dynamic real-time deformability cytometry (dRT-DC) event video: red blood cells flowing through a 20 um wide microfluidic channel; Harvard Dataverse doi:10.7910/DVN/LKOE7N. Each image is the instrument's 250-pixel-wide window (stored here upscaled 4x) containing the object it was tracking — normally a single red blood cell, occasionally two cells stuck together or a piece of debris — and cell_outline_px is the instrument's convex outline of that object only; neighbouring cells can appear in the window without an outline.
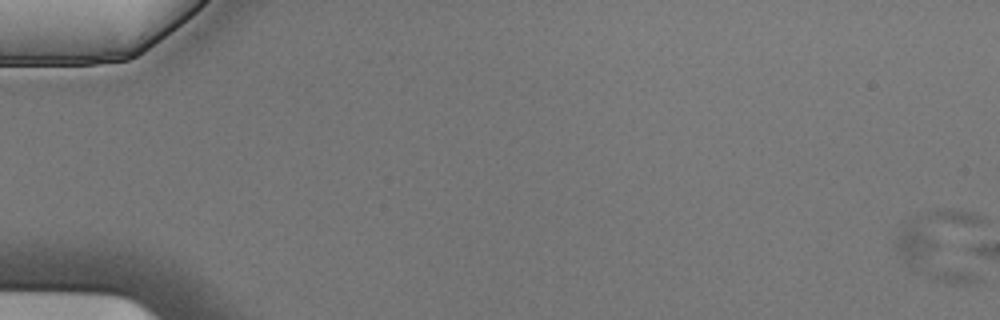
{"species": "Egyptian fruit bat (a non-hibernating species)", "species_latin": "Rousettus aegyptiacus", "temperature_condition": "cold", "stored_images_in_passage": 7, "camera_frame_rate_fps": 3000, "um_per_image_px": 0.085, "animal": {"sex": "male"}, "frame": {"image": 1, "passage_image": 1, "time_ms": 0.0, "image_size_px": [1000, 320], "cell_outline_px": [[984, 280], [980, 284], [952, 284], [936, 280], [916, 272], [912, 268], [896, 248], [896, 240], [904, 220], [928, 212], [972, 212], [980, 216], [984, 220]], "centroid_in_image_um": [80.31, 20.94], "position_along_channel_um": 4.7, "area_um2": 38.9}}